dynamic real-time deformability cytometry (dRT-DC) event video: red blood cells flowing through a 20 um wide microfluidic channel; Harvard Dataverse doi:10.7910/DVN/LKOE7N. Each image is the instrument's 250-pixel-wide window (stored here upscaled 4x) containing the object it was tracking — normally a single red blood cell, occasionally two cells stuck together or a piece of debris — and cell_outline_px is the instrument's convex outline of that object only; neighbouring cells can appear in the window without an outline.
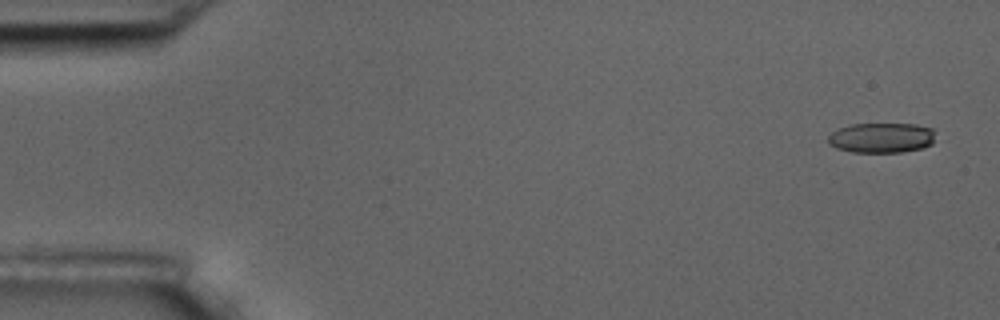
{"species": "common noctule bat (a hibernating species)", "species_latin": "Nyctalus noctula", "temperature_condition": "room temperature", "stored_images_in_passage": 4, "camera_frame_rate_fps": 3000, "um_per_image_px": 0.085, "animal": {"sex": "male", "body_mass_g": 17.5, "forearm_length_mm": 52.3}, "frame": {"image": 1, "passage_image": 1, "time_ms": 0.0, "image_size_px": [1000, 320], "cell_outline_px": [[932, 144], [924, 148], [900, 152], [852, 152], [836, 148], [828, 144], [828, 136], [836, 128], [848, 124], [916, 124], [932, 128]], "centroid_in_image_um": [74.87, 11.71], "position_along_channel_um": 10.1, "area_um2": 18.9}}